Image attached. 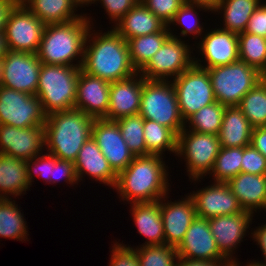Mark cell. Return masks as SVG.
<instances>
[{"label": "cell", "instance_id": "d590c367", "mask_svg": "<svg viewBox=\"0 0 266 266\" xmlns=\"http://www.w3.org/2000/svg\"><path fill=\"white\" fill-rule=\"evenodd\" d=\"M225 105L214 102L210 105L202 107L199 111L190 116L188 122L189 130L198 133L218 135L220 132Z\"/></svg>", "mask_w": 266, "mask_h": 266}, {"label": "cell", "instance_id": "f907efd6", "mask_svg": "<svg viewBox=\"0 0 266 266\" xmlns=\"http://www.w3.org/2000/svg\"><path fill=\"white\" fill-rule=\"evenodd\" d=\"M176 266H224L229 260H218V261H208V260H197V259H187L178 258Z\"/></svg>", "mask_w": 266, "mask_h": 266}, {"label": "cell", "instance_id": "c3c4849f", "mask_svg": "<svg viewBox=\"0 0 266 266\" xmlns=\"http://www.w3.org/2000/svg\"><path fill=\"white\" fill-rule=\"evenodd\" d=\"M251 145L266 157V127L253 128Z\"/></svg>", "mask_w": 266, "mask_h": 266}, {"label": "cell", "instance_id": "5bb4252c", "mask_svg": "<svg viewBox=\"0 0 266 266\" xmlns=\"http://www.w3.org/2000/svg\"><path fill=\"white\" fill-rule=\"evenodd\" d=\"M92 138L116 174L123 171L135 158L116 121L95 119L92 125Z\"/></svg>", "mask_w": 266, "mask_h": 266}, {"label": "cell", "instance_id": "db71d44e", "mask_svg": "<svg viewBox=\"0 0 266 266\" xmlns=\"http://www.w3.org/2000/svg\"><path fill=\"white\" fill-rule=\"evenodd\" d=\"M8 51L5 33L0 31V57H5Z\"/></svg>", "mask_w": 266, "mask_h": 266}, {"label": "cell", "instance_id": "f6af8a7d", "mask_svg": "<svg viewBox=\"0 0 266 266\" xmlns=\"http://www.w3.org/2000/svg\"><path fill=\"white\" fill-rule=\"evenodd\" d=\"M100 1L111 21L118 23L124 15L140 0H91L89 4Z\"/></svg>", "mask_w": 266, "mask_h": 266}, {"label": "cell", "instance_id": "7a4b0ae2", "mask_svg": "<svg viewBox=\"0 0 266 266\" xmlns=\"http://www.w3.org/2000/svg\"><path fill=\"white\" fill-rule=\"evenodd\" d=\"M166 167L162 156H135L133 161L117 174L114 188L123 201H130V204L159 201L169 193V174Z\"/></svg>", "mask_w": 266, "mask_h": 266}, {"label": "cell", "instance_id": "836d02e7", "mask_svg": "<svg viewBox=\"0 0 266 266\" xmlns=\"http://www.w3.org/2000/svg\"><path fill=\"white\" fill-rule=\"evenodd\" d=\"M12 198L0 199V237L26 241L27 226L23 214Z\"/></svg>", "mask_w": 266, "mask_h": 266}, {"label": "cell", "instance_id": "3957f363", "mask_svg": "<svg viewBox=\"0 0 266 266\" xmlns=\"http://www.w3.org/2000/svg\"><path fill=\"white\" fill-rule=\"evenodd\" d=\"M94 120L75 108L46 115L44 140L47 152L59 160L75 162L78 152L92 136Z\"/></svg>", "mask_w": 266, "mask_h": 266}, {"label": "cell", "instance_id": "ffe728a7", "mask_svg": "<svg viewBox=\"0 0 266 266\" xmlns=\"http://www.w3.org/2000/svg\"><path fill=\"white\" fill-rule=\"evenodd\" d=\"M249 211L233 215H222L208 219L210 230L215 238L219 251L231 262L236 261L233 250L242 241L253 220ZM252 218V219H251ZM232 254V255H231Z\"/></svg>", "mask_w": 266, "mask_h": 266}, {"label": "cell", "instance_id": "2e32d148", "mask_svg": "<svg viewBox=\"0 0 266 266\" xmlns=\"http://www.w3.org/2000/svg\"><path fill=\"white\" fill-rule=\"evenodd\" d=\"M190 194L195 203L196 216L201 218L210 219L245 211L227 183L214 182Z\"/></svg>", "mask_w": 266, "mask_h": 266}, {"label": "cell", "instance_id": "6da1fadb", "mask_svg": "<svg viewBox=\"0 0 266 266\" xmlns=\"http://www.w3.org/2000/svg\"><path fill=\"white\" fill-rule=\"evenodd\" d=\"M91 29L84 45L81 67L84 72L109 82L124 80L138 73L131 63L127 41L114 28L103 34H90Z\"/></svg>", "mask_w": 266, "mask_h": 266}, {"label": "cell", "instance_id": "ac0fdd59", "mask_svg": "<svg viewBox=\"0 0 266 266\" xmlns=\"http://www.w3.org/2000/svg\"><path fill=\"white\" fill-rule=\"evenodd\" d=\"M110 84L111 82L87 74L81 69L74 108L94 119H107Z\"/></svg>", "mask_w": 266, "mask_h": 266}, {"label": "cell", "instance_id": "484cf974", "mask_svg": "<svg viewBox=\"0 0 266 266\" xmlns=\"http://www.w3.org/2000/svg\"><path fill=\"white\" fill-rule=\"evenodd\" d=\"M253 127L238 106H226L218 134L222 147H246L251 144Z\"/></svg>", "mask_w": 266, "mask_h": 266}, {"label": "cell", "instance_id": "ab89813d", "mask_svg": "<svg viewBox=\"0 0 266 266\" xmlns=\"http://www.w3.org/2000/svg\"><path fill=\"white\" fill-rule=\"evenodd\" d=\"M196 8H202L205 11L210 10L202 5L188 4L184 2L167 26L170 27L171 23H176V25H181V27L183 26V29L181 30V36L183 37L187 36V34H195L196 36L198 35L197 37L201 36L203 27L199 24L198 13L195 11L197 10Z\"/></svg>", "mask_w": 266, "mask_h": 266}, {"label": "cell", "instance_id": "f35d334b", "mask_svg": "<svg viewBox=\"0 0 266 266\" xmlns=\"http://www.w3.org/2000/svg\"><path fill=\"white\" fill-rule=\"evenodd\" d=\"M136 251L140 266H176L179 258L176 247L167 244H143Z\"/></svg>", "mask_w": 266, "mask_h": 266}, {"label": "cell", "instance_id": "e0dca14e", "mask_svg": "<svg viewBox=\"0 0 266 266\" xmlns=\"http://www.w3.org/2000/svg\"><path fill=\"white\" fill-rule=\"evenodd\" d=\"M179 257L197 260H228L218 249L208 219L196 216L176 248Z\"/></svg>", "mask_w": 266, "mask_h": 266}, {"label": "cell", "instance_id": "11a10c76", "mask_svg": "<svg viewBox=\"0 0 266 266\" xmlns=\"http://www.w3.org/2000/svg\"><path fill=\"white\" fill-rule=\"evenodd\" d=\"M4 67H5L4 57H0V88L3 86Z\"/></svg>", "mask_w": 266, "mask_h": 266}, {"label": "cell", "instance_id": "4dcf8cb0", "mask_svg": "<svg viewBox=\"0 0 266 266\" xmlns=\"http://www.w3.org/2000/svg\"><path fill=\"white\" fill-rule=\"evenodd\" d=\"M170 28L166 25L160 32L134 37L127 41L130 60L139 72L171 36Z\"/></svg>", "mask_w": 266, "mask_h": 266}, {"label": "cell", "instance_id": "681fc988", "mask_svg": "<svg viewBox=\"0 0 266 266\" xmlns=\"http://www.w3.org/2000/svg\"><path fill=\"white\" fill-rule=\"evenodd\" d=\"M17 5L15 0H0V31H5L10 13Z\"/></svg>", "mask_w": 266, "mask_h": 266}, {"label": "cell", "instance_id": "7bdbcfd3", "mask_svg": "<svg viewBox=\"0 0 266 266\" xmlns=\"http://www.w3.org/2000/svg\"><path fill=\"white\" fill-rule=\"evenodd\" d=\"M241 172L266 175V157L251 144L243 147Z\"/></svg>", "mask_w": 266, "mask_h": 266}, {"label": "cell", "instance_id": "7dc6e473", "mask_svg": "<svg viewBox=\"0 0 266 266\" xmlns=\"http://www.w3.org/2000/svg\"><path fill=\"white\" fill-rule=\"evenodd\" d=\"M244 32L266 37V3L261 4L260 1L258 8L251 15Z\"/></svg>", "mask_w": 266, "mask_h": 266}, {"label": "cell", "instance_id": "bcb514c9", "mask_svg": "<svg viewBox=\"0 0 266 266\" xmlns=\"http://www.w3.org/2000/svg\"><path fill=\"white\" fill-rule=\"evenodd\" d=\"M65 179L67 184L78 183L74 162L66 160H57L52 168V177H50V184L58 183L61 179Z\"/></svg>", "mask_w": 266, "mask_h": 266}, {"label": "cell", "instance_id": "d4e9b609", "mask_svg": "<svg viewBox=\"0 0 266 266\" xmlns=\"http://www.w3.org/2000/svg\"><path fill=\"white\" fill-rule=\"evenodd\" d=\"M114 28L126 41L160 32L166 24L147 9L141 1L129 10Z\"/></svg>", "mask_w": 266, "mask_h": 266}, {"label": "cell", "instance_id": "ba28073f", "mask_svg": "<svg viewBox=\"0 0 266 266\" xmlns=\"http://www.w3.org/2000/svg\"><path fill=\"white\" fill-rule=\"evenodd\" d=\"M221 145L218 135L188 131L178 134L176 155L184 157L189 178L198 181L212 171Z\"/></svg>", "mask_w": 266, "mask_h": 266}, {"label": "cell", "instance_id": "ee69618b", "mask_svg": "<svg viewBox=\"0 0 266 266\" xmlns=\"http://www.w3.org/2000/svg\"><path fill=\"white\" fill-rule=\"evenodd\" d=\"M109 266H140L136 249L115 243Z\"/></svg>", "mask_w": 266, "mask_h": 266}, {"label": "cell", "instance_id": "52a82bcc", "mask_svg": "<svg viewBox=\"0 0 266 266\" xmlns=\"http://www.w3.org/2000/svg\"><path fill=\"white\" fill-rule=\"evenodd\" d=\"M139 114L172 129L177 135L187 127L180 114L175 88L170 81L145 80Z\"/></svg>", "mask_w": 266, "mask_h": 266}, {"label": "cell", "instance_id": "74e56055", "mask_svg": "<svg viewBox=\"0 0 266 266\" xmlns=\"http://www.w3.org/2000/svg\"><path fill=\"white\" fill-rule=\"evenodd\" d=\"M116 122L121 130L123 139L134 156L150 155L147 152L143 136L144 118L140 114L123 117Z\"/></svg>", "mask_w": 266, "mask_h": 266}, {"label": "cell", "instance_id": "30bf717a", "mask_svg": "<svg viewBox=\"0 0 266 266\" xmlns=\"http://www.w3.org/2000/svg\"><path fill=\"white\" fill-rule=\"evenodd\" d=\"M164 42L150 61L138 72L145 80L168 81V77L175 79L193 63L190 47L173 35Z\"/></svg>", "mask_w": 266, "mask_h": 266}, {"label": "cell", "instance_id": "603a6c76", "mask_svg": "<svg viewBox=\"0 0 266 266\" xmlns=\"http://www.w3.org/2000/svg\"><path fill=\"white\" fill-rule=\"evenodd\" d=\"M77 180H82L83 174H88L95 181L103 182L114 189L117 174L110 167L108 160L101 153L92 136L84 143L74 162Z\"/></svg>", "mask_w": 266, "mask_h": 266}, {"label": "cell", "instance_id": "f546056e", "mask_svg": "<svg viewBox=\"0 0 266 266\" xmlns=\"http://www.w3.org/2000/svg\"><path fill=\"white\" fill-rule=\"evenodd\" d=\"M261 0H220L213 11H219L224 17V28L236 34L245 31L248 21L258 8ZM221 11V12H220Z\"/></svg>", "mask_w": 266, "mask_h": 266}, {"label": "cell", "instance_id": "cb8c5ba5", "mask_svg": "<svg viewBox=\"0 0 266 266\" xmlns=\"http://www.w3.org/2000/svg\"><path fill=\"white\" fill-rule=\"evenodd\" d=\"M227 184L243 210L253 214L257 209L266 210V175L241 172Z\"/></svg>", "mask_w": 266, "mask_h": 266}, {"label": "cell", "instance_id": "d6a6232c", "mask_svg": "<svg viewBox=\"0 0 266 266\" xmlns=\"http://www.w3.org/2000/svg\"><path fill=\"white\" fill-rule=\"evenodd\" d=\"M239 60L266 77V37L246 32L238 34Z\"/></svg>", "mask_w": 266, "mask_h": 266}, {"label": "cell", "instance_id": "5b68a950", "mask_svg": "<svg viewBox=\"0 0 266 266\" xmlns=\"http://www.w3.org/2000/svg\"><path fill=\"white\" fill-rule=\"evenodd\" d=\"M80 70L78 66L42 63L36 96L46 115L74 109Z\"/></svg>", "mask_w": 266, "mask_h": 266}, {"label": "cell", "instance_id": "1f68e13d", "mask_svg": "<svg viewBox=\"0 0 266 266\" xmlns=\"http://www.w3.org/2000/svg\"><path fill=\"white\" fill-rule=\"evenodd\" d=\"M144 139L150 155L162 156L163 151L177 153L178 135L170 128L153 120L144 119Z\"/></svg>", "mask_w": 266, "mask_h": 266}, {"label": "cell", "instance_id": "91938a15", "mask_svg": "<svg viewBox=\"0 0 266 266\" xmlns=\"http://www.w3.org/2000/svg\"><path fill=\"white\" fill-rule=\"evenodd\" d=\"M18 4H23L27 0H15Z\"/></svg>", "mask_w": 266, "mask_h": 266}, {"label": "cell", "instance_id": "7c38bea8", "mask_svg": "<svg viewBox=\"0 0 266 266\" xmlns=\"http://www.w3.org/2000/svg\"><path fill=\"white\" fill-rule=\"evenodd\" d=\"M46 24L18 4L10 13L5 28L8 50L37 53Z\"/></svg>", "mask_w": 266, "mask_h": 266}, {"label": "cell", "instance_id": "9c48e42d", "mask_svg": "<svg viewBox=\"0 0 266 266\" xmlns=\"http://www.w3.org/2000/svg\"><path fill=\"white\" fill-rule=\"evenodd\" d=\"M182 119L186 121L202 107L216 102L208 70L194 63L172 79Z\"/></svg>", "mask_w": 266, "mask_h": 266}, {"label": "cell", "instance_id": "4316f807", "mask_svg": "<svg viewBox=\"0 0 266 266\" xmlns=\"http://www.w3.org/2000/svg\"><path fill=\"white\" fill-rule=\"evenodd\" d=\"M131 205V214L138 232L148 239L144 245L165 244L160 200Z\"/></svg>", "mask_w": 266, "mask_h": 266}, {"label": "cell", "instance_id": "44dd1931", "mask_svg": "<svg viewBox=\"0 0 266 266\" xmlns=\"http://www.w3.org/2000/svg\"><path fill=\"white\" fill-rule=\"evenodd\" d=\"M165 198L167 195L160 199L165 244L177 248L196 217L195 203L190 195L170 203L169 200L166 203Z\"/></svg>", "mask_w": 266, "mask_h": 266}, {"label": "cell", "instance_id": "4fadbf2b", "mask_svg": "<svg viewBox=\"0 0 266 266\" xmlns=\"http://www.w3.org/2000/svg\"><path fill=\"white\" fill-rule=\"evenodd\" d=\"M4 61L3 87L36 95L42 65L37 54L9 50Z\"/></svg>", "mask_w": 266, "mask_h": 266}, {"label": "cell", "instance_id": "f5cc1de1", "mask_svg": "<svg viewBox=\"0 0 266 266\" xmlns=\"http://www.w3.org/2000/svg\"><path fill=\"white\" fill-rule=\"evenodd\" d=\"M219 1L220 0H184V2L188 3V4L205 6V7L209 8L210 11H212V12L216 8Z\"/></svg>", "mask_w": 266, "mask_h": 266}, {"label": "cell", "instance_id": "f1b7e54d", "mask_svg": "<svg viewBox=\"0 0 266 266\" xmlns=\"http://www.w3.org/2000/svg\"><path fill=\"white\" fill-rule=\"evenodd\" d=\"M23 5L43 23H64L79 19L76 8L83 6L79 0H27Z\"/></svg>", "mask_w": 266, "mask_h": 266}, {"label": "cell", "instance_id": "60d3db41", "mask_svg": "<svg viewBox=\"0 0 266 266\" xmlns=\"http://www.w3.org/2000/svg\"><path fill=\"white\" fill-rule=\"evenodd\" d=\"M57 160L58 158L49 152L44 155L40 153L38 156L27 160L26 165L29 183L32 185V182H34L32 180L35 173L37 176L42 177L43 180L50 183L52 168Z\"/></svg>", "mask_w": 266, "mask_h": 266}, {"label": "cell", "instance_id": "680465c9", "mask_svg": "<svg viewBox=\"0 0 266 266\" xmlns=\"http://www.w3.org/2000/svg\"><path fill=\"white\" fill-rule=\"evenodd\" d=\"M81 3H82V5H88L90 2H91V0H79Z\"/></svg>", "mask_w": 266, "mask_h": 266}, {"label": "cell", "instance_id": "8fae6325", "mask_svg": "<svg viewBox=\"0 0 266 266\" xmlns=\"http://www.w3.org/2000/svg\"><path fill=\"white\" fill-rule=\"evenodd\" d=\"M46 114L36 95L0 88V124L17 128L44 126Z\"/></svg>", "mask_w": 266, "mask_h": 266}, {"label": "cell", "instance_id": "8992f818", "mask_svg": "<svg viewBox=\"0 0 266 266\" xmlns=\"http://www.w3.org/2000/svg\"><path fill=\"white\" fill-rule=\"evenodd\" d=\"M216 101L225 106H238L242 98L265 78L243 61L207 69Z\"/></svg>", "mask_w": 266, "mask_h": 266}, {"label": "cell", "instance_id": "7402d4cb", "mask_svg": "<svg viewBox=\"0 0 266 266\" xmlns=\"http://www.w3.org/2000/svg\"><path fill=\"white\" fill-rule=\"evenodd\" d=\"M142 90L143 77L140 73L111 82L107 120L117 121L123 117L139 114Z\"/></svg>", "mask_w": 266, "mask_h": 266}, {"label": "cell", "instance_id": "8d00e7d4", "mask_svg": "<svg viewBox=\"0 0 266 266\" xmlns=\"http://www.w3.org/2000/svg\"><path fill=\"white\" fill-rule=\"evenodd\" d=\"M243 147H222L215 159L212 171L214 182L227 183L241 173Z\"/></svg>", "mask_w": 266, "mask_h": 266}, {"label": "cell", "instance_id": "e575fe53", "mask_svg": "<svg viewBox=\"0 0 266 266\" xmlns=\"http://www.w3.org/2000/svg\"><path fill=\"white\" fill-rule=\"evenodd\" d=\"M238 107L253 128L266 127V77L242 98Z\"/></svg>", "mask_w": 266, "mask_h": 266}, {"label": "cell", "instance_id": "b9f144b4", "mask_svg": "<svg viewBox=\"0 0 266 266\" xmlns=\"http://www.w3.org/2000/svg\"><path fill=\"white\" fill-rule=\"evenodd\" d=\"M141 3L154 13L166 25L173 19L176 12L184 4V0H140Z\"/></svg>", "mask_w": 266, "mask_h": 266}, {"label": "cell", "instance_id": "277c9868", "mask_svg": "<svg viewBox=\"0 0 266 266\" xmlns=\"http://www.w3.org/2000/svg\"><path fill=\"white\" fill-rule=\"evenodd\" d=\"M90 19L91 17L88 18L84 15L79 19L64 23L46 24L36 53L38 59L43 64L82 67L84 45L92 26ZM76 58L80 59L79 63H72L77 60Z\"/></svg>", "mask_w": 266, "mask_h": 266}, {"label": "cell", "instance_id": "9f6ffc18", "mask_svg": "<svg viewBox=\"0 0 266 266\" xmlns=\"http://www.w3.org/2000/svg\"><path fill=\"white\" fill-rule=\"evenodd\" d=\"M224 266H240L237 261H231L226 263Z\"/></svg>", "mask_w": 266, "mask_h": 266}, {"label": "cell", "instance_id": "9a60e30c", "mask_svg": "<svg viewBox=\"0 0 266 266\" xmlns=\"http://www.w3.org/2000/svg\"><path fill=\"white\" fill-rule=\"evenodd\" d=\"M44 126L17 128L0 124V154L30 160L45 148Z\"/></svg>", "mask_w": 266, "mask_h": 266}, {"label": "cell", "instance_id": "83f0119b", "mask_svg": "<svg viewBox=\"0 0 266 266\" xmlns=\"http://www.w3.org/2000/svg\"><path fill=\"white\" fill-rule=\"evenodd\" d=\"M30 186L26 161L0 154V199L21 196Z\"/></svg>", "mask_w": 266, "mask_h": 266}, {"label": "cell", "instance_id": "816d5d0a", "mask_svg": "<svg viewBox=\"0 0 266 266\" xmlns=\"http://www.w3.org/2000/svg\"><path fill=\"white\" fill-rule=\"evenodd\" d=\"M251 234L254 238L253 240L256 239L255 241L260 245V249L265 259V263H261L260 261L256 263L266 265V224L262 225L261 227L259 226V228L257 227V229Z\"/></svg>", "mask_w": 266, "mask_h": 266}, {"label": "cell", "instance_id": "d6986e66", "mask_svg": "<svg viewBox=\"0 0 266 266\" xmlns=\"http://www.w3.org/2000/svg\"><path fill=\"white\" fill-rule=\"evenodd\" d=\"M198 49L202 52L207 65L202 66L201 60L194 59V64L209 69L215 66L232 64L239 60L238 34L221 28L214 29L202 36ZM200 46V47H199Z\"/></svg>", "mask_w": 266, "mask_h": 266}, {"label": "cell", "instance_id": "6f0895ef", "mask_svg": "<svg viewBox=\"0 0 266 266\" xmlns=\"http://www.w3.org/2000/svg\"><path fill=\"white\" fill-rule=\"evenodd\" d=\"M246 266H266V265L258 264L256 263V261L254 262L251 261V263L247 264Z\"/></svg>", "mask_w": 266, "mask_h": 266}]
</instances>
